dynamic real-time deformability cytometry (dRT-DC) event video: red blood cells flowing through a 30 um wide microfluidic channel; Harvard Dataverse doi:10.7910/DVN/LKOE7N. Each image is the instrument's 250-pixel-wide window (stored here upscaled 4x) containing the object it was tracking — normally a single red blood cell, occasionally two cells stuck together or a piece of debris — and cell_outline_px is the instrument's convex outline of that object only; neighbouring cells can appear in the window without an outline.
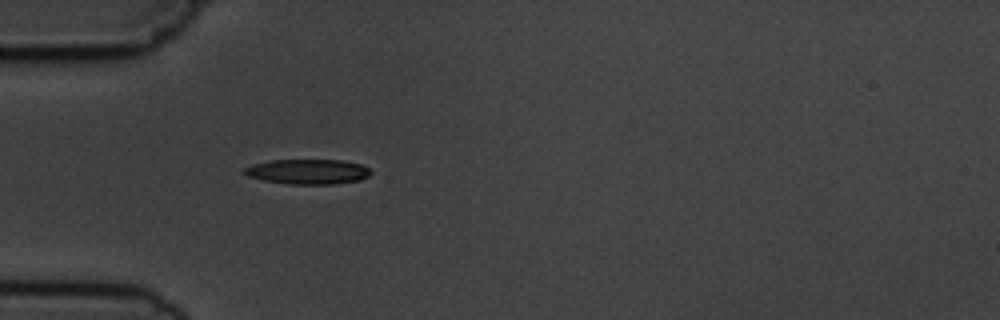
{"species": "common noctule bat (a hibernating species)", "species_latin": "Nyctalus noctula", "temperature_condition": "cold", "stored_images_in_passage": 2, "camera_frame_rate_fps": 3000, "um_per_image_px": 0.085, "animal": {"sex": "male", "body_mass_g": 19.5, "forearm_length_mm": 54.6}, "frame": {"image": 1, "passage_image": 2, "time_ms": 1.0, "image_size_px": [1000, 320], "cell_outline_px": [[372, 172], [368, 176], [360, 180], [336, 184], [288, 184], [264, 180], [248, 176], [240, 172], [244, 168], [252, 164], [272, 160], [344, 160], [360, 164], [368, 168]], "centroid_in_image_um": [26.15, 14.59], "position_along_channel_um": 58.8, "area_um2": 18.5}}